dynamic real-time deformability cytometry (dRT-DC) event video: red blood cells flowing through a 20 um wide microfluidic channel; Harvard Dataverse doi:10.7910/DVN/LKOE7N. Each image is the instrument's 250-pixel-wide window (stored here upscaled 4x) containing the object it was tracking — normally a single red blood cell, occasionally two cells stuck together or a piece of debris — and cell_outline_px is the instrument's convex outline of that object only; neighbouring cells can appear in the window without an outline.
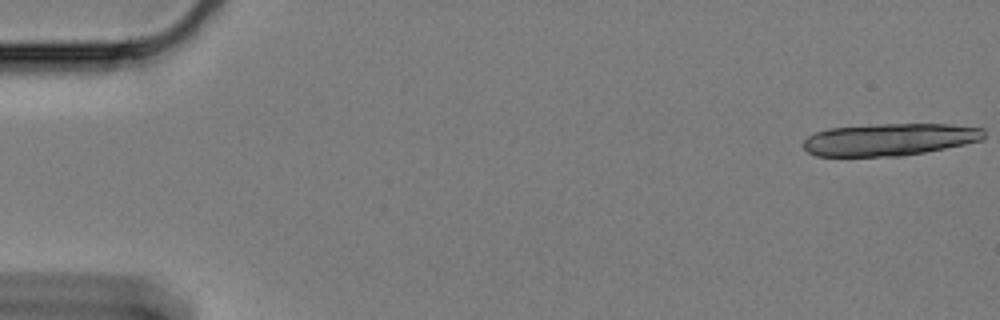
{"species": "Egyptian fruit bat (a non-hibernating species)", "species_latin": "Rousettus aegyptiacus", "temperature_condition": "cold", "stored_images_in_passage": 16, "camera_frame_rate_fps": 3000, "um_per_image_px": 0.085, "animal": {"sex": "female"}, "frame": {"image": 1, "passage_image": 1, "time_ms": 0.0, "image_size_px": [1000, 320], "cell_outline_px": [[984, 140], [924, 152], [900, 156], [816, 156], [808, 152], [804, 148], [804, 140], [808, 136], [816, 132], [828, 128], [880, 124], [952, 124], [984, 128]], "centroid_in_image_um": [75.62, 11.85], "position_along_channel_um": 9.4, "area_um2": 33.93}}